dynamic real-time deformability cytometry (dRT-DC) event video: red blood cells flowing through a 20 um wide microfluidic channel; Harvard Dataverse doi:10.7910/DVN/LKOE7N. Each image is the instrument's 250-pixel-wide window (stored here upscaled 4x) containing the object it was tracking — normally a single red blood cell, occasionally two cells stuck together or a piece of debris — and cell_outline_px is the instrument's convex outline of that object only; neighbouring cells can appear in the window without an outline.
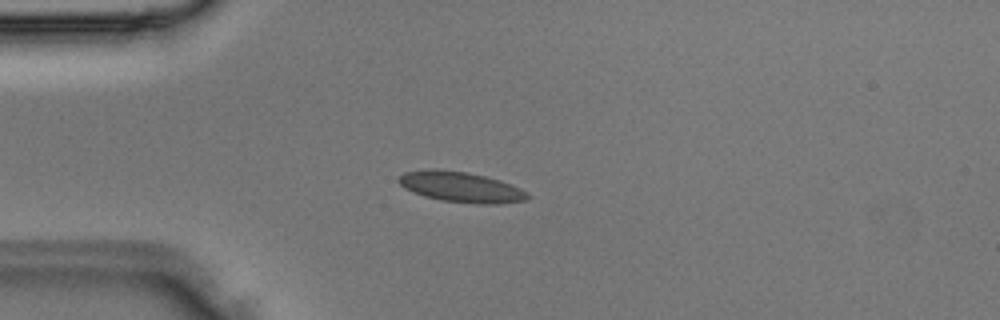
{"species": "Egyptian fruit bat (a non-hibernating species)", "species_latin": "Rousettus aegyptiacus", "temperature_condition": "room temperature", "stored_images_in_passage": 1, "camera_frame_rate_fps": 3000, "um_per_image_px": 0.085, "animal": {"sex": "male"}, "frame": {"image": 1, "passage_image": 1, "time_ms": 0.0, "image_size_px": [1000, 320], "cell_outline_px": [[532, 196], [528, 200], [496, 204], [476, 204], [440, 200], [424, 196], [404, 188], [396, 180], [404, 172], [432, 168], [468, 172], [500, 180], [520, 188], [528, 192]], "centroid_in_image_um": [39.2, 15.9], "position_along_channel_um": 45.8, "area_um2": 23.06}}